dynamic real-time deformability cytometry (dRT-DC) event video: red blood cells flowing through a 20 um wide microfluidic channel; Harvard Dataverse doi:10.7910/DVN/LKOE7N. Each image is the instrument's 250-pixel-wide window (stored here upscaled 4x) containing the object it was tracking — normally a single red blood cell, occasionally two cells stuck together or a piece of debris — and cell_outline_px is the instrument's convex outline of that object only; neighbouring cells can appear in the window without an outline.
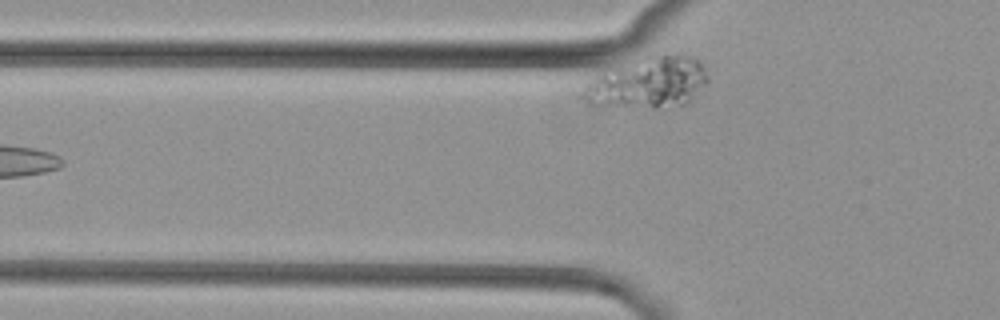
{"species": "common noctule bat (a hibernating species)", "species_latin": "Nyctalus noctula", "temperature_condition": "cold", "stored_images_in_passage": 3, "camera_frame_rate_fps": 3000, "um_per_image_px": 0.085, "animal": {"sex": "female", "body_mass_g": 29.2, "forearm_length_mm": 56.3}, "frame": {"image": 1, "passage_image": 2, "time_ms": 2.0, "image_size_px": [1000, 320], "cell_outline_px": [[708, 80], [688, 104], [656, 108], [588, 104], [580, 96], [584, 84], [600, 72], [644, 56], [660, 52], [684, 52], [692, 56], [704, 68], [708, 76]], "centroid_in_image_um": [55.08, 6.98], "position_along_channel_um": 70.7, "area_um2": 37.86}}
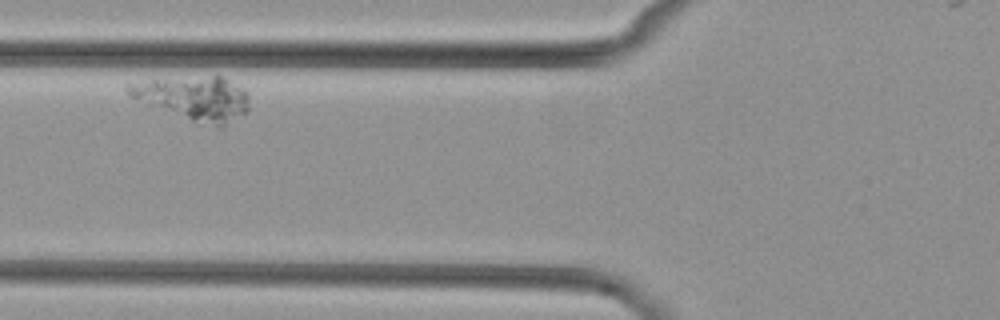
{"frame": {"image": 2, "passage_image": 3, "time_ms": 3.333, "image_size_px": [1000, 320], "cell_outline_px": [[248, 112], [220, 128], [216, 128], [144, 104], [136, 100], [124, 88], [124, 84], [152, 76], [216, 72], [240, 88], [248, 96]], "centroid_in_image_um": [16.39, 8.24], "position_along_channel_um": 109.4, "area_um2": 32.77}}